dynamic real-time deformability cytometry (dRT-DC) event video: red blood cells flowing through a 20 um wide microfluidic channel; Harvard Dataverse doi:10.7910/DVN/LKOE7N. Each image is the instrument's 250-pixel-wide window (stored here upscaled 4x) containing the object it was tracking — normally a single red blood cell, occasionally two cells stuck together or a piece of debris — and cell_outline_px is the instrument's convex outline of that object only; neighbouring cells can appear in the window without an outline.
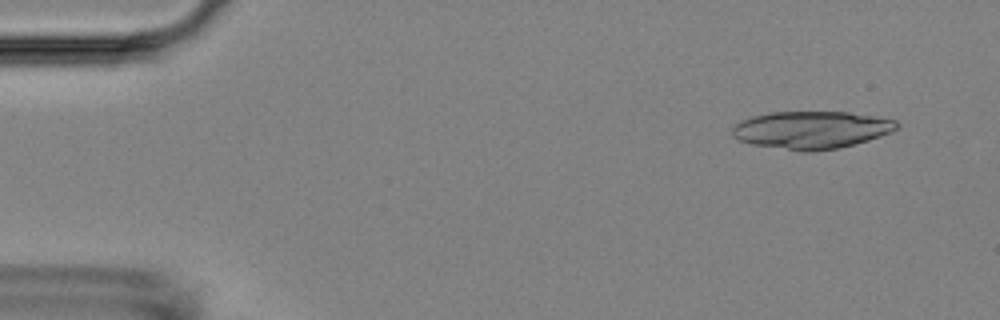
{"species": "Egyptian fruit bat (a non-hibernating species)", "species_latin": "Rousettus aegyptiacus", "temperature_condition": "room temperature", "stored_images_in_passage": 4, "camera_frame_rate_fps": 3000, "um_per_image_px": 0.085, "animal": {"sex": "female"}, "frame": {"image": 1, "passage_image": 1, "time_ms": 0.0, "image_size_px": [1000, 320], "cell_outline_px": [[900, 128], [892, 132], [868, 140], [840, 148], [812, 152], [800, 152], [752, 144], [740, 140], [732, 136], [732, 128], [740, 120], [752, 116], [768, 112], [848, 112], [896, 120], [900, 124]], "centroid_in_image_um": [68.97, 11.05], "position_along_channel_um": 16.0, "area_um2": 36.3}}